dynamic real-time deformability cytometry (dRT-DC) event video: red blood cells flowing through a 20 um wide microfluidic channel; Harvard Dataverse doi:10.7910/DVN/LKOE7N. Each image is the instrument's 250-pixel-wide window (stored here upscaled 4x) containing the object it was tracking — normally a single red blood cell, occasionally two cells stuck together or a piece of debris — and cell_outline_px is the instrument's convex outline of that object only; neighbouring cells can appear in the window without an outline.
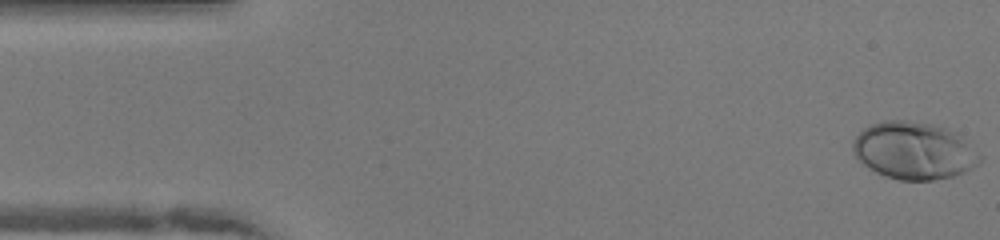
{"species": "human", "species_latin": "Homo sapiens", "temperature_condition": "warm", "stored_images_in_passage": 49, "camera_frame_rate_fps": 3000, "um_per_image_px": 0.085, "donor": {"sex": "female"}, "frame": {"image": 1, "passage_image": 1, "time_ms": 0.0, "image_size_px": [1000, 240], "cell_outline_px": [[984, 156], [980, 164], [964, 172], [952, 176], [932, 180], [900, 180], [884, 176], [868, 168], [852, 152], [852, 140], [864, 128], [872, 124], [884, 120], [908, 120], [932, 124], [956, 132]], "centroid_in_image_um": [77.7, 12.81], "position_along_channel_um": 7.3, "area_um2": 42.66}}
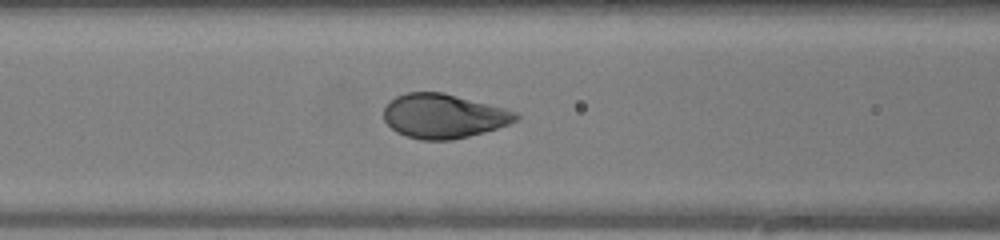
{"frame": {"image": 2, "passage_image": 19, "time_ms": 6.0, "image_size_px": [1000, 240], "cell_outline_px": [[520, 116], [516, 120], [508, 124], [484, 132], [452, 140], [420, 140], [396, 132], [384, 120], [384, 108], [396, 96], [408, 92], [444, 92], [504, 108], [516, 112]], "centroid_in_image_um": [37.69, 9.86], "position_along_channel_um": 128.9, "area_um2": 33.87}}
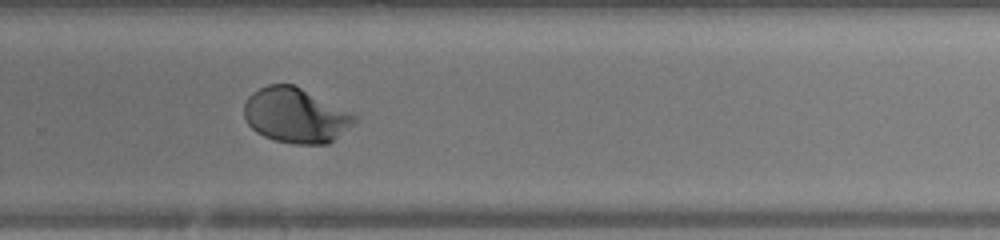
{"frame": {"image": 3, "passage_image": 32, "time_ms": 10.333, "image_size_px": [1000, 240], "cell_outline_px": [[356, 120], [352, 124], [328, 144], [292, 144], [276, 140], [264, 136], [256, 132], [248, 124], [244, 116], [244, 104], [248, 96], [252, 92], [268, 84], [292, 84], [352, 112], [356, 116]], "centroid_in_image_um": [25.1, 9.81], "position_along_channel_um": 304.7, "area_um2": 35.08}, "authors_computed_cell_mechanics": {"area_um2": 35.7782, "velocity_mm_per_s": 4.0656, "shape_relaxation_time_tau1_ms": 3.0463, "shape_relaxation_time_tau2_ms": null, "deformation_change_tau1": 0.1822, "deformation_change_tau2": null}}